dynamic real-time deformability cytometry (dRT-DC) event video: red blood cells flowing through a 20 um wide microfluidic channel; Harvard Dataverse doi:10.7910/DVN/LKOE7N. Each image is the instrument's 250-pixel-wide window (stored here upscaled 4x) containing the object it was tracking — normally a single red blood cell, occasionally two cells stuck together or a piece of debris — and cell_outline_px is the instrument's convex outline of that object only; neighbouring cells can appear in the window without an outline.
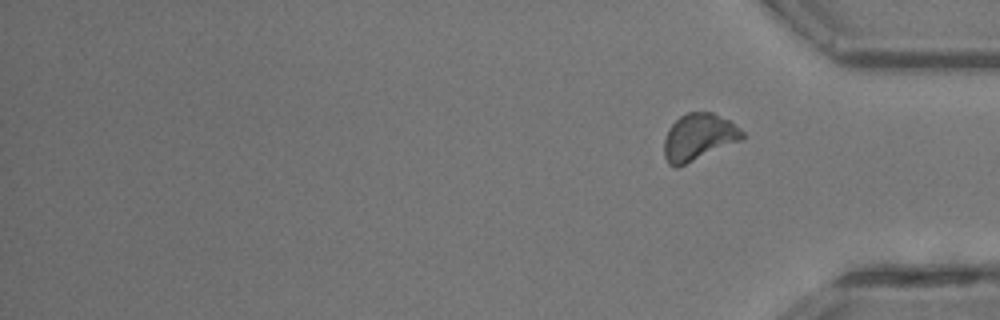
{"species": "common noctule bat (a hibernating species)", "species_latin": "Nyctalus noctula", "temperature_condition": "room temperature", "stored_images_in_passage": 25, "segment_of_instrument_passage": [2, 2], "camera_frame_rate_fps": 3000, "um_per_image_px": 0.085, "animal": {"sex": "male", "body_mass_g": 13.3}, "frame": {"image": 1, "passage_image": 25, "time_ms": 8.0, "image_size_px": [1000, 320], "cell_outline_px": [[744, 140], [676, 168], [672, 168], [668, 164], [664, 156], [664, 140], [668, 128], [680, 116], [688, 112], [712, 112], [728, 120], [740, 128], [744, 132]], "centroid_in_image_um": [59.39, 11.67], "position_along_channel_um": 375.8, "area_um2": 21.56}}